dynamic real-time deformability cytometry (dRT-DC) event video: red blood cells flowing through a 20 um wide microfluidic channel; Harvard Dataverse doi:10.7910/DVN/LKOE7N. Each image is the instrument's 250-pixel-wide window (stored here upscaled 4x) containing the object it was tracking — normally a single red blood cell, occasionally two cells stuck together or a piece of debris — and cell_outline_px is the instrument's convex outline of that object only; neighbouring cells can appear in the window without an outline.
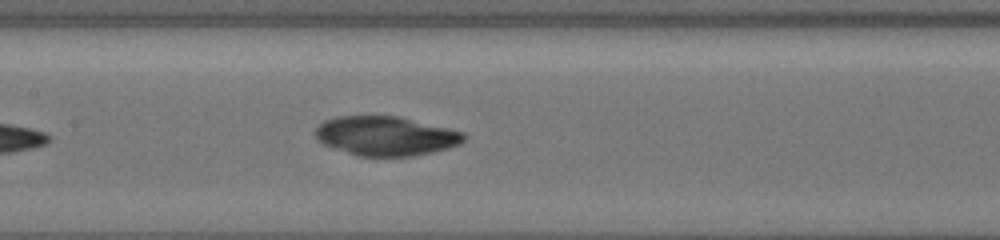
{"species": "common noctule bat (a hibernating species)", "species_latin": "Nyctalus noctula", "temperature_condition": "cold", "stored_images_in_passage": 15, "camera_frame_rate_fps": 3000, "um_per_image_px": 0.085, "animal": {"sex": "female", "body_mass_g": 19.5, "forearm_length_mm": 54.1}, "frame": {"image": 1, "passage_image": 15, "time_ms": 8.667, "image_size_px": [1000, 240], "cell_outline_px": [[464, 140], [460, 144], [448, 148], [432, 152], [412, 156], [356, 156], [332, 148], [316, 140], [316, 128], [324, 120], [340, 116], [396, 116], [464, 132]], "centroid_in_image_um": [32.75, 11.57], "position_along_channel_um": 174.6, "area_um2": 33.81}}